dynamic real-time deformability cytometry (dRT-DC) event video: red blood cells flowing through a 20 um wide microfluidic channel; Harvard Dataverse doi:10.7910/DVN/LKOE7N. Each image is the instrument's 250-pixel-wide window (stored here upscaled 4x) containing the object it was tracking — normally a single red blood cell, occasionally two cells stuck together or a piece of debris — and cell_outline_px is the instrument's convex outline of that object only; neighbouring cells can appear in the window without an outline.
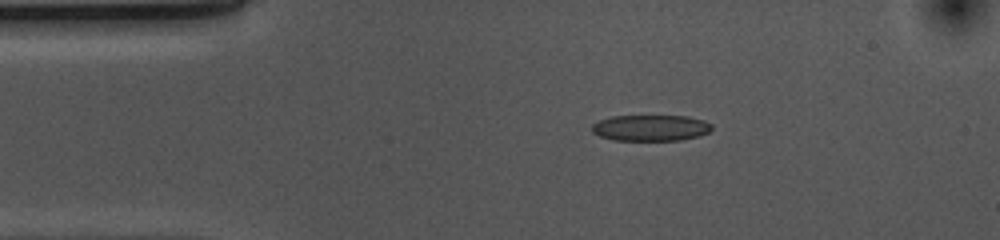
{"species": "common noctule bat (a hibernating species)", "species_latin": "Nyctalus noctula", "temperature_condition": "cold", "stored_images_in_passage": 45, "camera_frame_rate_fps": 3000, "um_per_image_px": 0.085, "animal": {"sex": "female", "body_mass_g": 10.0, "forearm_length_mm": 53.1}, "frame": {"image": 1, "passage_image": 1, "time_ms": 0.0, "image_size_px": [1000, 240], "cell_outline_px": [[712, 128], [708, 132], [700, 136], [680, 140], [612, 140], [600, 136], [592, 132], [592, 124], [600, 120], [612, 116], [688, 116], [704, 120], [712, 124]], "centroid_in_image_um": [55.32, 10.87], "position_along_channel_um": 29.7, "area_um2": 18.26}}
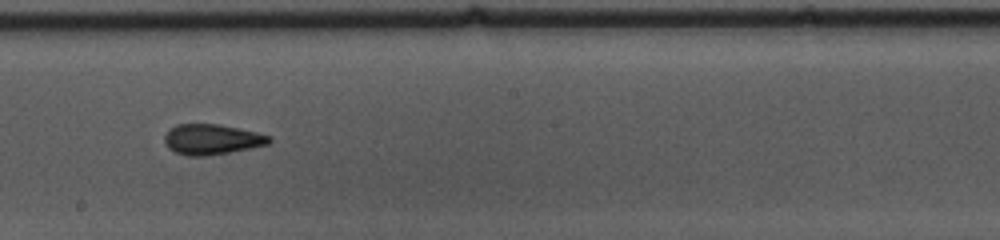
{"frame": {"image": 2, "passage_image": 20, "time_ms": 6.333, "image_size_px": [1000, 240], "cell_outline_px": [[272, 140], [268, 144], [252, 148], [208, 156], [188, 156], [176, 152], [168, 148], [164, 140], [164, 136], [176, 124], [220, 124], [256, 132], [272, 136]], "centroid_in_image_um": [18.03, 11.85], "position_along_channel_um": 230.2, "area_um2": 18.55}}
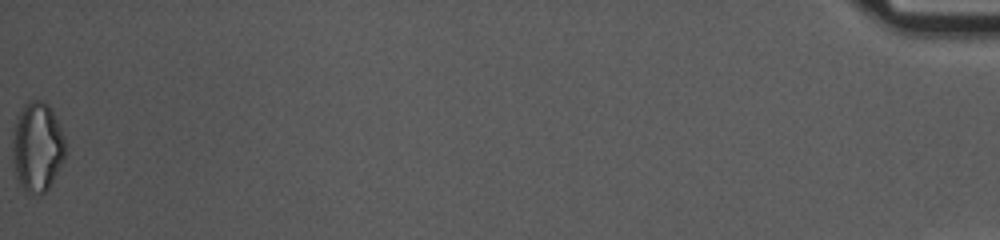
{"frame": {"image": 3, "passage_image": 45, "time_ms": 14.667, "image_size_px": [1000, 240], "cell_outline_px": [[64, 160], [48, 188], [44, 192], [28, 192], [20, 184], [16, 176], [12, 164], [12, 140], [16, 120], [24, 104], [28, 100], [44, 100], [48, 104], [64, 136]], "centroid_in_image_um": [3.14, 12.46], "position_along_channel_um": 432.1, "area_um2": 27.22}, "authors_computed_cell_mechanics": {"area_um2": 18.8428, "velocity_mm_per_s": 3.7139, "shape_relaxation_time_tau1_ms": 4.9615, "shape_relaxation_time_tau2_ms": 2.0965, "deformation_change_tau1": 0.1404, "deformation_change_tau2": 0.1063}}